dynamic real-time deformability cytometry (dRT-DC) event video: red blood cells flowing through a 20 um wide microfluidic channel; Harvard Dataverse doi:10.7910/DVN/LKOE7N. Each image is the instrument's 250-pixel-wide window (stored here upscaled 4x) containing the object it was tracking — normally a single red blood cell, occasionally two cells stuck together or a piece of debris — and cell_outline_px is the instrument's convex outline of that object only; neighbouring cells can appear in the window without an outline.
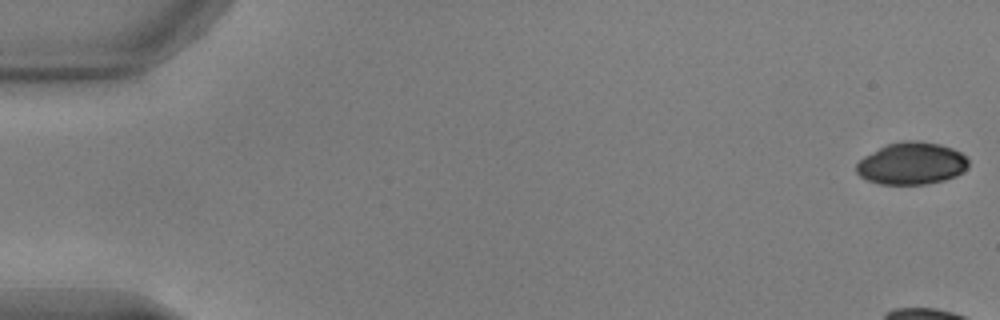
{"species": "common noctule bat (a hibernating species)", "species_latin": "Nyctalus noctula", "temperature_condition": "warm", "stored_images_in_passage": 12, "camera_frame_rate_fps": 3000, "um_per_image_px": 0.085, "animal": {"sex": "male", "body_mass_g": 17.9, "forearm_length_mm": 54.2}, "frame": {"image": 1, "passage_image": 1, "time_ms": 0.0, "image_size_px": [1000, 320], "cell_outline_px": [[968, 168], [956, 176], [944, 180], [924, 184], [880, 184], [868, 180], [860, 176], [856, 172], [856, 164], [864, 156], [888, 144], [908, 140], [916, 140], [940, 144], [952, 148], [960, 152], [968, 160]], "centroid_in_image_um": [77.5, 13.9], "position_along_channel_um": 7.5, "area_um2": 27.4}}